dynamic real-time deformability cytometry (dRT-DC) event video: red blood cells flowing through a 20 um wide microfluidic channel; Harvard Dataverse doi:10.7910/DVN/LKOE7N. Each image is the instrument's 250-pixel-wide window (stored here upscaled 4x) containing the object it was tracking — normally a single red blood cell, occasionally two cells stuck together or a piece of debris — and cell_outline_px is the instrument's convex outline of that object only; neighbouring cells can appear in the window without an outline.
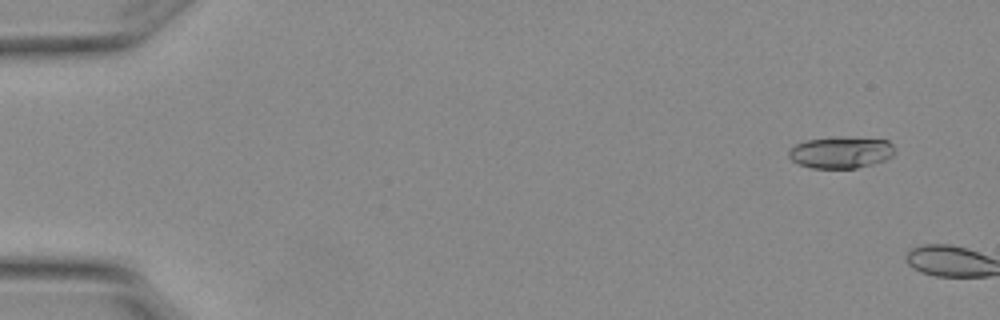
{"species": "Egyptian fruit bat (a non-hibernating species)", "species_latin": "Rousettus aegyptiacus", "temperature_condition": "warm", "stored_images_in_passage": 2, "camera_frame_rate_fps": 3000, "um_per_image_px": 0.085, "animal": {"sex": "female"}, "frame": {"image": 1, "passage_image": 1, "time_ms": 0.0, "image_size_px": [1000, 320], "cell_outline_px": [[896, 152], [892, 156], [884, 160], [872, 164], [856, 168], [812, 168], [800, 164], [792, 160], [788, 156], [788, 152], [796, 144], [804, 140], [836, 136], [844, 136], [888, 140], [892, 144]], "centroid_in_image_um": [71.49, 12.93], "position_along_channel_um": 13.5, "area_um2": 19.77}}